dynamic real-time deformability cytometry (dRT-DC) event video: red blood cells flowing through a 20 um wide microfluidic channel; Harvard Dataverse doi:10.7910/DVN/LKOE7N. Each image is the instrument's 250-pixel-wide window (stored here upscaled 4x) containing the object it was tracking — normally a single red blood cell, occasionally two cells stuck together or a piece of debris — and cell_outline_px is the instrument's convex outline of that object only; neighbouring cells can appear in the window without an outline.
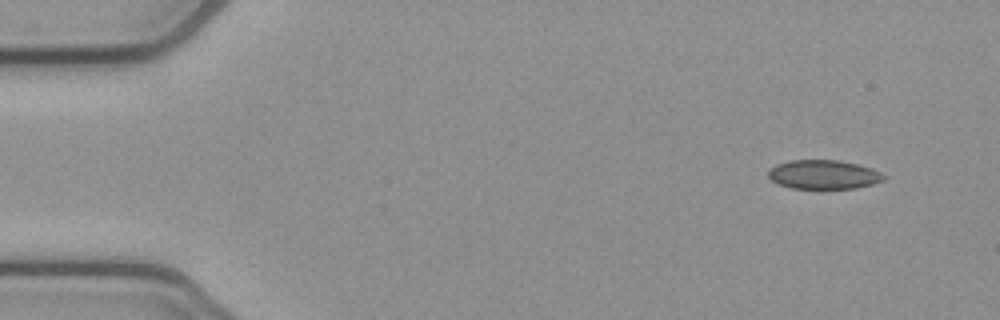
{"species": "common noctule bat (a hibernating species)", "species_latin": "Nyctalus noctula", "temperature_condition": "cold", "stored_images_in_passage": 4, "camera_frame_rate_fps": 3000, "um_per_image_px": 0.085, "animal": {"sex": "female", "body_mass_g": 21.9}, "frame": {"image": 1, "passage_image": 1, "time_ms": 0.0, "image_size_px": [1000, 320], "cell_outline_px": [[888, 176], [884, 180], [872, 184], [856, 188], [792, 188], [780, 184], [772, 180], [768, 176], [768, 168], [776, 164], [788, 160], [840, 160], [872, 168]], "centroid_in_image_um": [70.01, 14.82], "position_along_channel_um": 15.0, "area_um2": 19.59}}
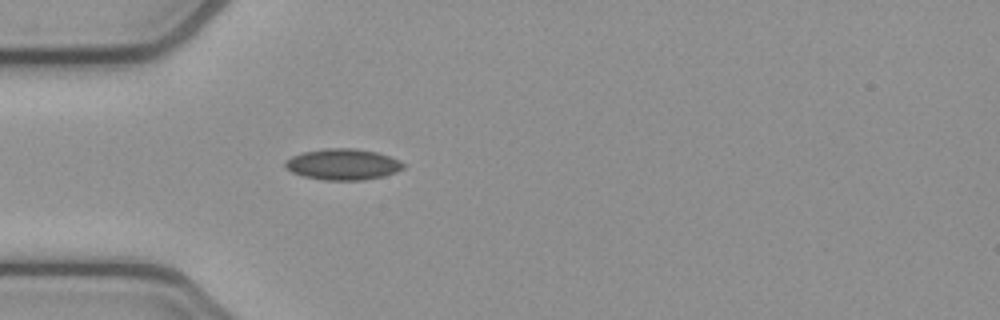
{"frame": {"image": 2, "passage_image": 4, "time_ms": 1.0, "image_size_px": [1000, 320], "cell_outline_px": [[404, 168], [396, 172], [364, 180], [324, 180], [304, 176], [292, 172], [284, 168], [284, 160], [292, 156], [304, 152], [324, 148], [356, 148], [376, 152], [400, 160], [404, 164]], "centroid_in_image_um": [29.11, 13.96], "position_along_channel_um": 55.9, "area_um2": 21.39}}